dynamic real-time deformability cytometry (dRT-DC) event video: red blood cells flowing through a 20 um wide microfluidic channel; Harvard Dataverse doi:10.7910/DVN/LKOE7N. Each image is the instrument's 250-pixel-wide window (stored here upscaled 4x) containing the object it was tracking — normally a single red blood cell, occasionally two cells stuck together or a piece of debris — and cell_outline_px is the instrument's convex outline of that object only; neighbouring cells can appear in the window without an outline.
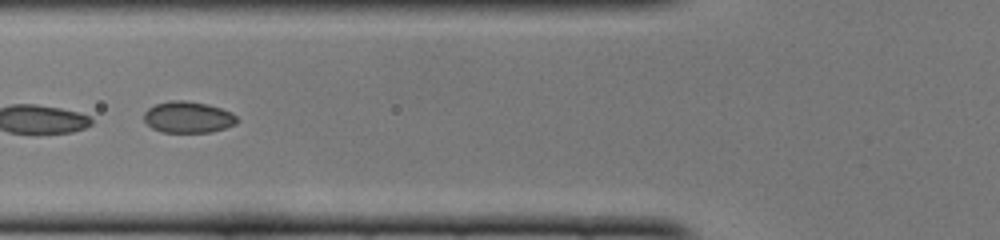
{"species": "common noctule bat (a hibernating species)", "species_latin": "Nyctalus noctula", "temperature_condition": "cold", "stored_images_in_passage": 35, "camera_frame_rate_fps": 3000, "um_per_image_px": 0.085, "animal": {"sex": "female", "body_mass_g": 22.0, "forearm_length_mm": 56.7}, "frame": {"image": 1, "passage_image": 11, "time_ms": 3.333, "image_size_px": [1000, 240], "cell_outline_px": [[236, 124], [212, 132], [160, 132], [152, 128], [144, 120], [144, 112], [148, 108], [156, 104], [172, 100], [184, 100], [208, 104], [232, 112], [236, 116]], "centroid_in_image_um": [15.97, 9.96], "position_along_channel_um": 109.8, "area_um2": 16.99}}
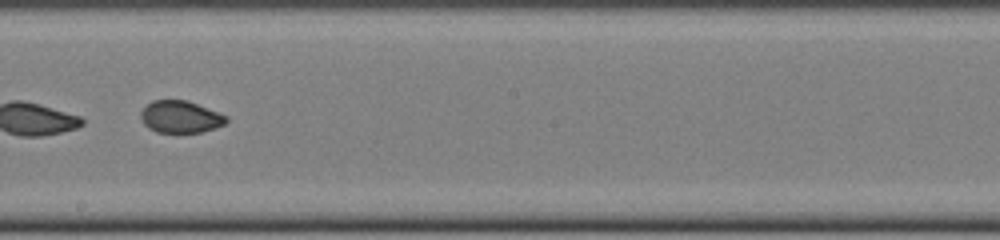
{"frame": {"image": 2, "passage_image": 20, "time_ms": 6.333, "image_size_px": [1000, 240], "cell_outline_px": [[228, 120], [224, 124], [200, 132], [156, 132], [148, 128], [144, 124], [140, 116], [140, 112], [152, 100], [188, 100], [220, 112], [228, 116]], "centroid_in_image_um": [15.34, 9.92], "position_along_channel_um": 232.9, "area_um2": 16.01}, "authors_computed_cell_mechanics": {"area_um2": 16.5886, "velocity_mm_per_s": 4.0978, "shape_relaxation_time_tau1_ms": null, "shape_relaxation_time_tau2_ms": 0.7504, "deformation_change_tau1": null, "deformation_change_tau2": 0.0423}}